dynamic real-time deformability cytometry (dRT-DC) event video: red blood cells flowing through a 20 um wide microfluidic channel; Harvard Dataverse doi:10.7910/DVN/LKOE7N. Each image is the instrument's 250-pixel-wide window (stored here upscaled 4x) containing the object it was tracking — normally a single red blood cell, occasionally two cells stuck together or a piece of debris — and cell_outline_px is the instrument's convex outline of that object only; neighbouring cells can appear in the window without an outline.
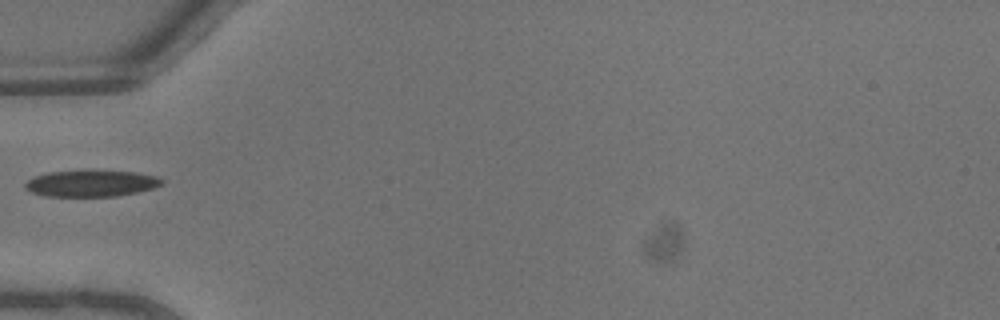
{"species": "common noctule bat (a hibernating species)", "species_latin": "Nyctalus noctula", "temperature_condition": "warm", "stored_images_in_passage": 5, "camera_frame_rate_fps": 3000, "um_per_image_px": 0.085, "animal": {"sex": "male", "body_mass_g": 13.3}, "frame": {"image": 1, "passage_image": 1, "time_ms": 0.0, "image_size_px": [1000, 320], "cell_outline_px": [[164, 184], [152, 188], [136, 192], [116, 196], [44, 196], [32, 192], [24, 188], [24, 184], [28, 180], [36, 176], [48, 172], [136, 172], [156, 176], [164, 180]], "centroid_in_image_um": [7.76, 15.61], "position_along_channel_um": 77.2, "area_um2": 20.46}}
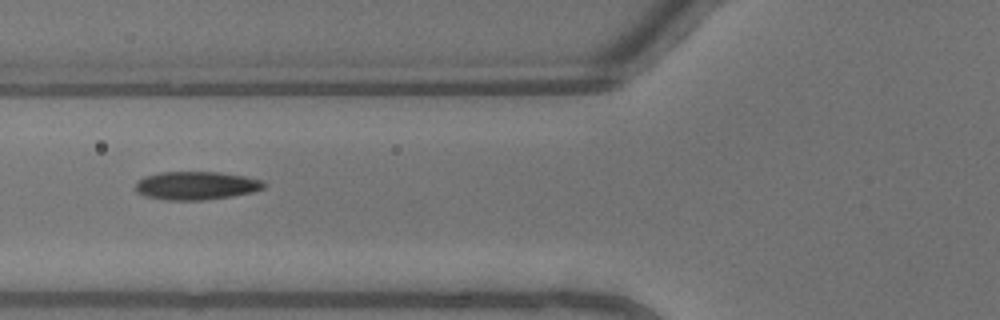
{"frame": {"image": 2, "passage_image": 3, "time_ms": 0.667, "image_size_px": [1000, 320], "cell_outline_px": [[268, 184], [264, 188], [252, 192], [232, 196], [204, 200], [168, 200], [144, 196], [136, 192], [136, 180], [144, 176], [160, 172], [220, 172], [244, 176], [260, 180]], "centroid_in_image_um": [16.65, 15.77], "position_along_channel_um": 109.1, "area_um2": 21.27}}